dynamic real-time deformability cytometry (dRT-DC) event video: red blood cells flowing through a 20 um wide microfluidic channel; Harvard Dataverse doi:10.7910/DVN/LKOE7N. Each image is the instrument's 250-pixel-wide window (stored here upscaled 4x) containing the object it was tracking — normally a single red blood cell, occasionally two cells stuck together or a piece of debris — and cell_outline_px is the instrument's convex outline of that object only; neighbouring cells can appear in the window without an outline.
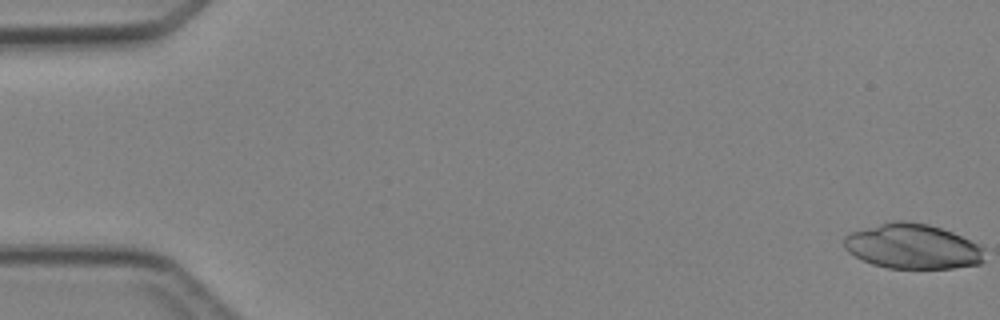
{"species": "Egyptian fruit bat (a non-hibernating species)", "species_latin": "Rousettus aegyptiacus", "temperature_condition": "cold", "stored_images_in_passage": 4, "camera_frame_rate_fps": 3000, "um_per_image_px": 0.085, "animal": {"sex": "female"}, "frame": {"image": 1, "passage_image": 4, "time_ms": 3.667, "image_size_px": [1000, 320], "cell_outline_px": [[984, 260], [980, 264], [952, 268], [888, 268], [872, 264], [848, 252], [844, 248], [844, 236], [852, 232], [892, 220], [904, 220], [928, 224], [952, 232], [984, 248]], "centroid_in_image_um": [77.56, 20.94], "position_along_channel_um": 7.4, "area_um2": 36.59}}